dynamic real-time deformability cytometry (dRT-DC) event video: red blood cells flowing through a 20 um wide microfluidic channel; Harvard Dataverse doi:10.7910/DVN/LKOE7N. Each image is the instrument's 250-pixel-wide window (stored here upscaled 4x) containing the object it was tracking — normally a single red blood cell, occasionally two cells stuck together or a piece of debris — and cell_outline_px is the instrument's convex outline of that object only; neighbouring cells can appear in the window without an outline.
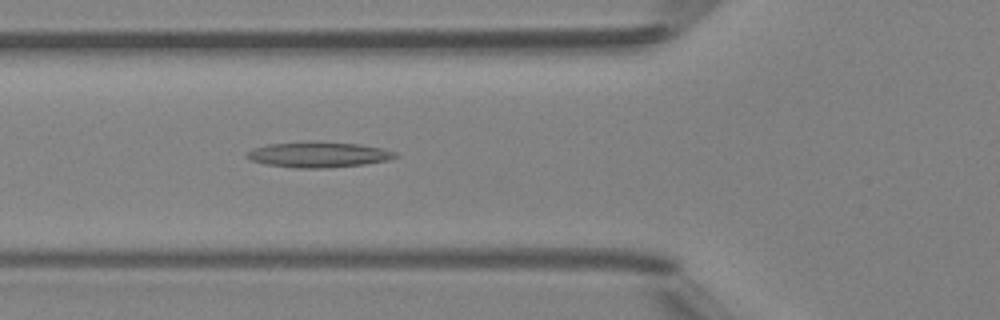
{"species": "Egyptian fruit bat (a non-hibernating species)", "species_latin": "Rousettus aegyptiacus", "temperature_condition": "room temperature", "stored_images_in_passage": 39, "camera_frame_rate_fps": 3000, "um_per_image_px": 0.085, "animal": {"sex": "female"}, "frame": {"image": 1, "passage_image": 8, "time_ms": 2.333, "image_size_px": [1000, 320], "cell_outline_px": [[400, 156], [388, 160], [364, 164], [324, 168], [296, 168], [264, 164], [248, 160], [244, 156], [244, 152], [252, 148], [268, 144], [308, 140], [360, 144], [384, 148], [396, 152]], "centroid_in_image_um": [27.01, 13.12], "position_along_channel_um": 98.8, "area_um2": 22.72}}
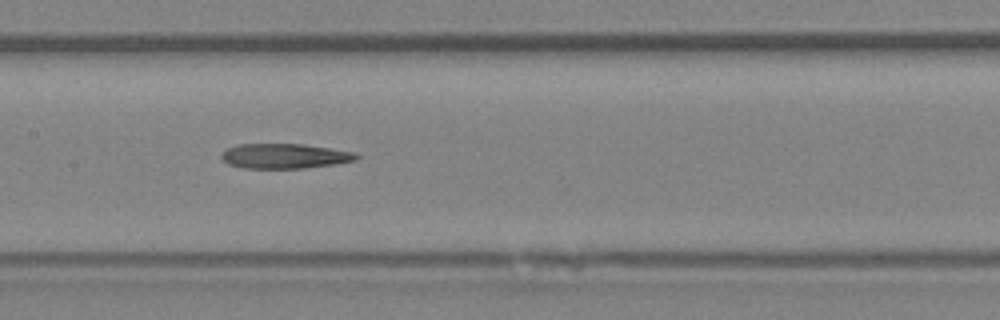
{"frame": {"image": 2, "passage_image": 14, "time_ms": 4.333, "image_size_px": [1000, 320], "cell_outline_px": [[360, 156], [356, 160], [336, 164], [304, 168], [244, 168], [228, 164], [220, 156], [228, 148], [236, 144], [304, 144], [356, 152]], "centroid_in_image_um": [24.23, 13.26], "position_along_channel_um": 183.2, "area_um2": 19.59}}
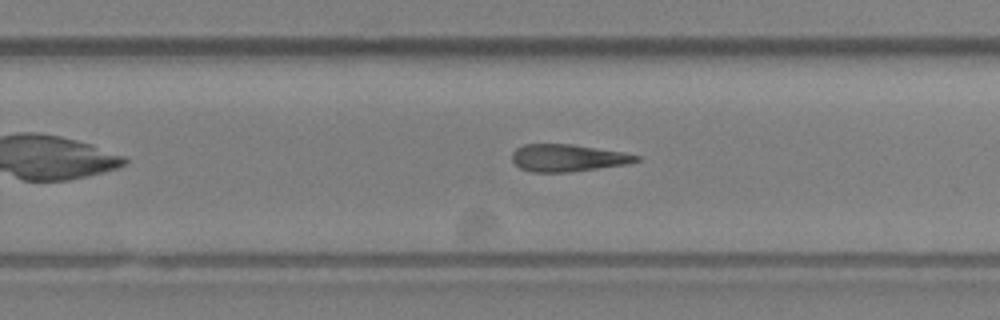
{"frame": {"image": 3, "passage_image": 21, "time_ms": 6.667, "image_size_px": [1000, 320], "cell_outline_px": [[640, 160], [628, 164], [568, 172], [532, 172], [520, 168], [512, 160], [512, 152], [516, 148], [524, 144], [572, 144], [624, 152], [640, 156]], "centroid_in_image_um": [48.26, 13.42], "position_along_channel_um": 281.5, "area_um2": 19.71}}